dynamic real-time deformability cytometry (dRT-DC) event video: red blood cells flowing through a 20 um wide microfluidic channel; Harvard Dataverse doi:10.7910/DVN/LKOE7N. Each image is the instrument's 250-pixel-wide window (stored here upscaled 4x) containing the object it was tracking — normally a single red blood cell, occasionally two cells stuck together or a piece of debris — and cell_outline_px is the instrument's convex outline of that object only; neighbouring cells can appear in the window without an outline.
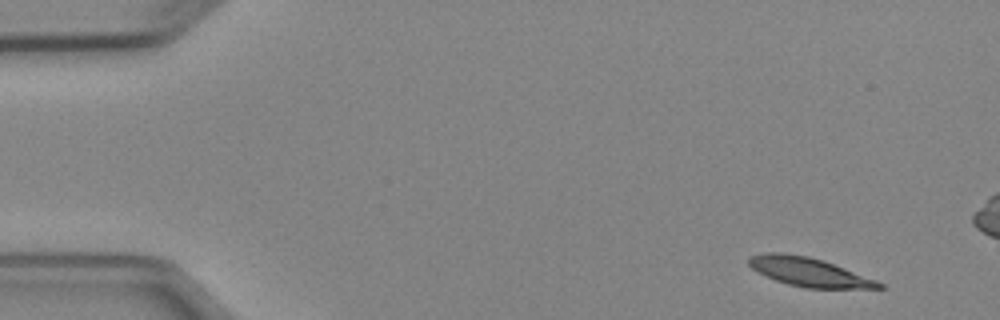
{"species": "Egyptian fruit bat (a non-hibernating species)", "species_latin": "Rousettus aegyptiacus", "temperature_condition": "cold", "stored_images_in_passage": 5, "camera_frame_rate_fps": 3000, "um_per_image_px": 0.085, "animal": {"sex": "female"}, "frame": {"image": 1, "passage_image": 1, "time_ms": 0.0, "image_size_px": [1000, 320], "cell_outline_px": [[884, 288], [804, 288], [788, 284], [776, 280], [756, 272], [748, 264], [748, 256], [764, 252], [784, 252], [808, 256], [824, 260], [876, 280], [884, 284]], "centroid_in_image_um": [68.71, 23.1], "position_along_channel_um": 16.3, "area_um2": 21.96}}
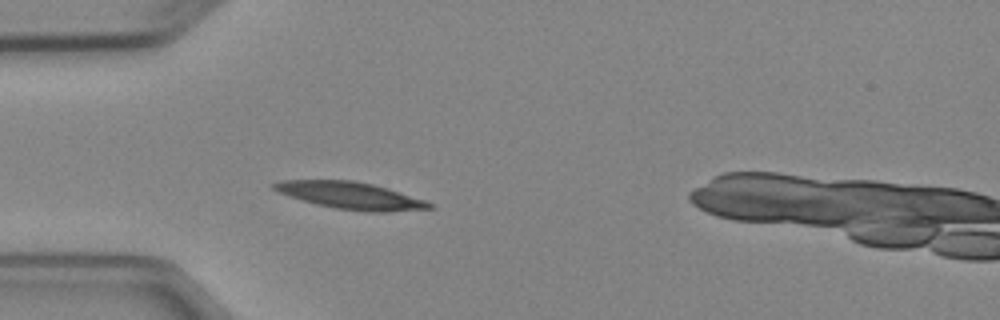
{"frame": {"image": 2, "passage_image": 4, "time_ms": 3.667, "image_size_px": [1000, 320], "cell_outline_px": [[436, 208], [388, 212], [368, 212], [336, 208], [316, 204], [280, 192], [272, 188], [268, 184], [280, 180], [352, 180], [372, 184], [388, 188], [424, 200], [432, 204]], "centroid_in_image_um": [29.81, 16.62], "position_along_channel_um": 55.2, "area_um2": 24.33}}